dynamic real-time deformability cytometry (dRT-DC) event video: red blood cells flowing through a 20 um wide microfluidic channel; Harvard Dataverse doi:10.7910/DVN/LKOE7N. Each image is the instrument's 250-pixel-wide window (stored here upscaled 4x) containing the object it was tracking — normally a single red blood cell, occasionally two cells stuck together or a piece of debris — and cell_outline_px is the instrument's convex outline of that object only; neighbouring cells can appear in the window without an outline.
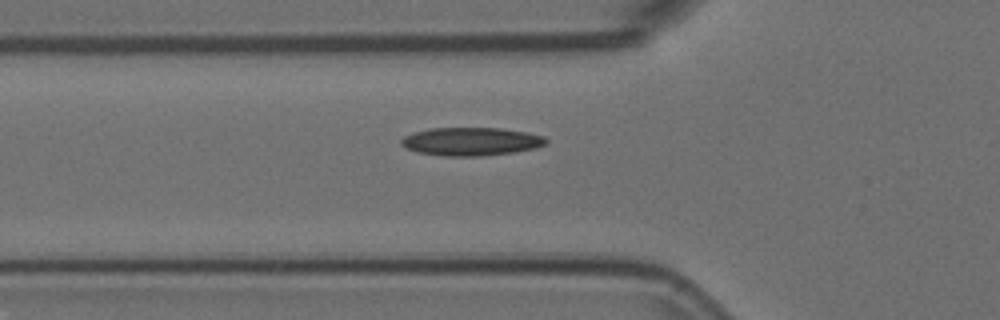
{"species": "Egyptian fruit bat (a non-hibernating species)", "species_latin": "Rousettus aegyptiacus", "temperature_condition": "room temperature", "stored_images_in_passage": 6, "camera_frame_rate_fps": 3000, "um_per_image_px": 0.085, "animal": {"sex": "female"}, "frame": {"image": 1, "passage_image": 6, "time_ms": 1.667, "image_size_px": [1000, 320], "cell_outline_px": [[548, 140], [544, 144], [532, 148], [516, 152], [480, 156], [444, 156], [420, 152], [404, 148], [400, 144], [400, 140], [404, 136], [416, 132], [432, 128], [500, 128], [524, 132], [544, 136]], "centroid_in_image_um": [40.01, 12.03], "position_along_channel_um": 85.8, "area_um2": 23.58}}